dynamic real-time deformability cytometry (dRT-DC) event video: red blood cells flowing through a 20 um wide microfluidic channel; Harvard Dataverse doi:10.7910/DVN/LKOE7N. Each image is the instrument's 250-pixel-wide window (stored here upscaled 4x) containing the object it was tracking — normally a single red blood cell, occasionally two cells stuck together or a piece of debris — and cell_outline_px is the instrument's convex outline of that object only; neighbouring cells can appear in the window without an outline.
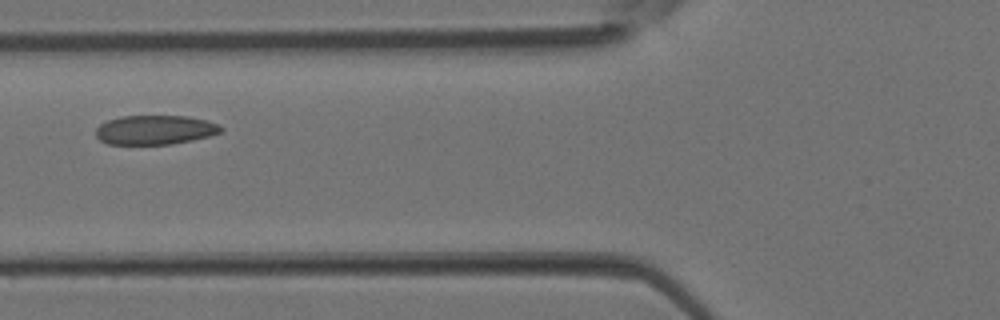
{"species": "Egyptian fruit bat (a non-hibernating species)", "species_latin": "Rousettus aegyptiacus", "temperature_condition": "room temperature", "stored_images_in_passage": 3, "camera_frame_rate_fps": 3000, "um_per_image_px": 0.085, "animal": {"sex": "female"}, "frame": {"image": 1, "passage_image": 3, "time_ms": 0.667, "image_size_px": [1000, 320], "cell_outline_px": [[224, 128], [220, 132], [208, 136], [192, 140], [172, 144], [108, 144], [100, 140], [96, 136], [96, 128], [100, 124], [108, 120], [120, 116], [188, 116], [220, 124]], "centroid_in_image_um": [13.17, 11.04], "position_along_channel_um": 112.6, "area_um2": 21.33}}